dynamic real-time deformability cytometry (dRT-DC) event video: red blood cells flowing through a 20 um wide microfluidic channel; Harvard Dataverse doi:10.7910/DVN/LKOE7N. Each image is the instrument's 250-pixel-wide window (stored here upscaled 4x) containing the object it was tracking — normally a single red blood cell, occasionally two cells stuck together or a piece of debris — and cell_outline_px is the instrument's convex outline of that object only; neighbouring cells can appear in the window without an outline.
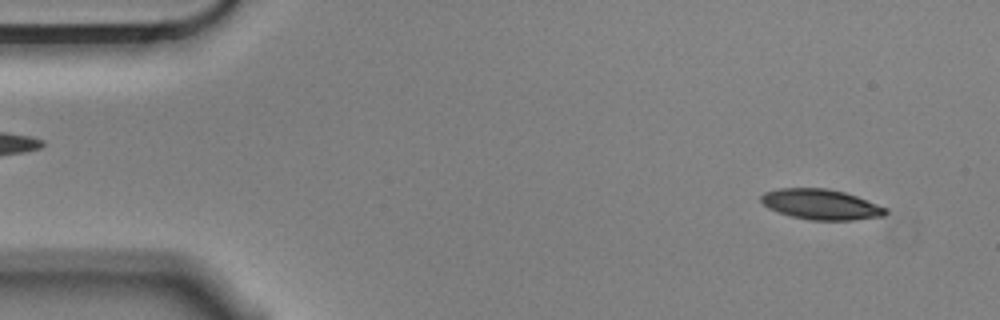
{"species": "Egyptian fruit bat (a non-hibernating species)", "species_latin": "Rousettus aegyptiacus", "temperature_condition": "cold", "stored_images_in_passage": 5, "segment_of_instrument_passage": [1, 2], "camera_frame_rate_fps": 3000, "um_per_image_px": 0.085, "animal": {"sex": "male"}, "frame": {"image": 1, "passage_image": 1, "time_ms": 0.0, "image_size_px": [1000, 320], "cell_outline_px": [[888, 212], [884, 216], [852, 220], [808, 220], [776, 212], [768, 208], [760, 200], [760, 196], [764, 192], [780, 188], [824, 188], [844, 192], [856, 196], [888, 208]], "centroid_in_image_um": [69.77, 17.38], "position_along_channel_um": 15.2, "area_um2": 22.08}}
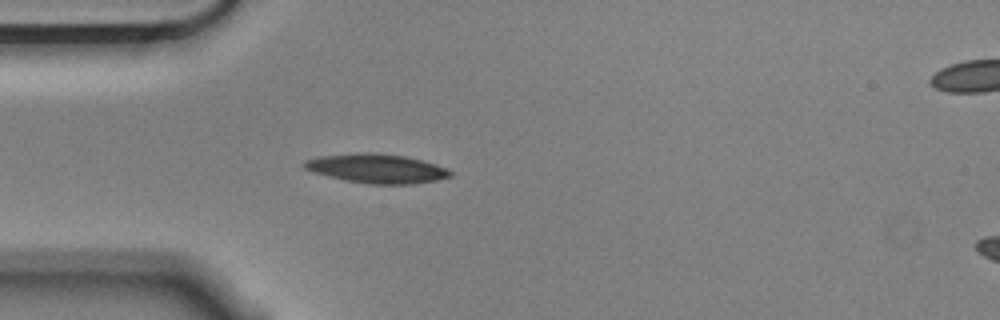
{"frame": {"image": 2, "passage_image": 4, "time_ms": 1.0, "image_size_px": [1000, 320], "cell_outline_px": [[452, 176], [436, 180], [412, 184], [368, 184], [344, 180], [312, 172], [304, 168], [300, 164], [304, 160], [320, 156], [360, 152], [376, 152], [404, 156], [420, 160], [448, 168], [452, 172]], "centroid_in_image_um": [31.98, 14.32], "position_along_channel_um": 53.0, "area_um2": 24.97}}